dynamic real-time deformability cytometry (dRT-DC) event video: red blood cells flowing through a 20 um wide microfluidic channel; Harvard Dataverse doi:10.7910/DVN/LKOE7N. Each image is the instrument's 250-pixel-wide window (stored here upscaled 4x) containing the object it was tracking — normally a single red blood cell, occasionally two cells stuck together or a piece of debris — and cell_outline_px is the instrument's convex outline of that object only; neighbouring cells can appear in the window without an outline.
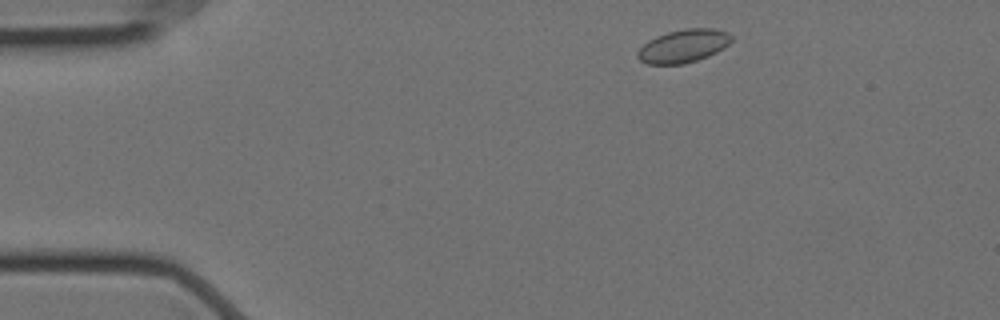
{"species": "Egyptian fruit bat (a non-hibernating species)", "species_latin": "Rousettus aegyptiacus", "temperature_condition": "cold", "stored_images_in_passage": 51, "camera_frame_rate_fps": 3000, "um_per_image_px": 0.085, "animal": {"sex": "female"}, "frame": {"image": 1, "passage_image": 3, "time_ms": 0.667, "image_size_px": [1000, 320], "cell_outline_px": [[732, 40], [724, 48], [708, 56], [684, 64], [648, 64], [640, 60], [636, 56], [636, 52], [648, 40], [656, 36], [668, 32], [688, 28], [712, 28], [728, 32], [732, 36]], "centroid_in_image_um": [58.08, 3.91], "position_along_channel_um": 26.9, "area_um2": 18.09}}
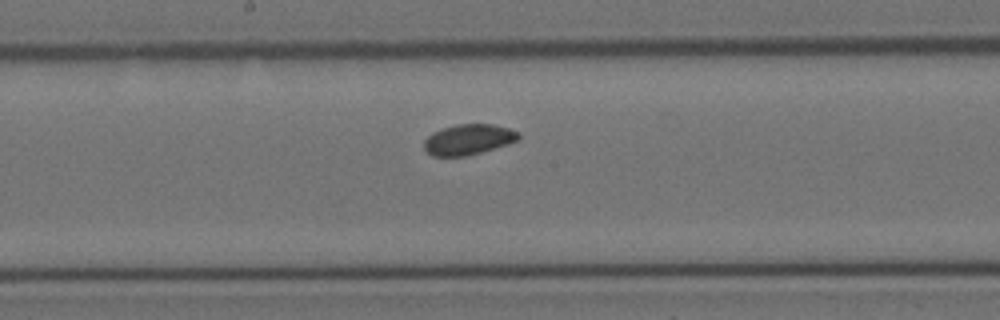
{"frame": {"image": 2, "passage_image": 24, "time_ms": 7.667, "image_size_px": [1000, 320], "cell_outline_px": [[520, 140], [508, 144], [480, 152], [464, 156], [432, 156], [424, 148], [424, 140], [432, 132], [440, 128], [456, 124], [492, 124], [508, 128], [520, 132]], "centroid_in_image_um": [39.82, 11.84], "position_along_channel_um": 208.4, "area_um2": 16.88}}
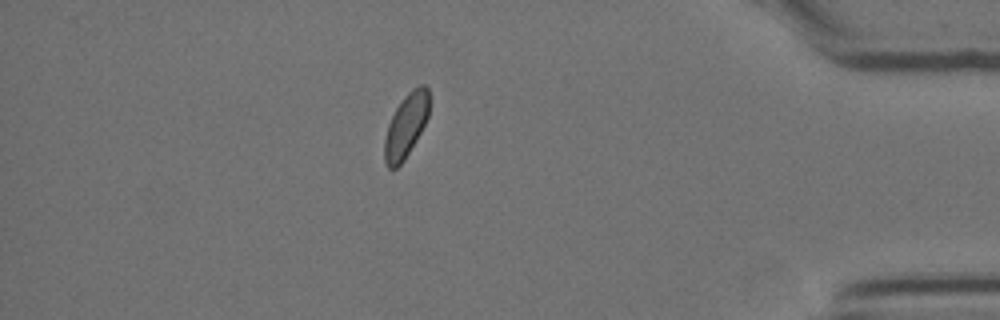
{"frame": {"image": 3, "passage_image": 44, "time_ms": 14.333, "image_size_px": [1000, 320], "cell_outline_px": [[428, 116], [416, 140], [404, 160], [396, 168], [388, 168], [384, 160], [384, 140], [388, 124], [396, 108], [404, 96], [412, 88], [420, 84], [424, 84], [428, 88]], "centroid_in_image_um": [34.49, 10.67], "position_along_channel_um": 400.7, "area_um2": 16.42}, "authors_computed_cell_mechanics": {"area_um2": 17.1666, "velocity_mm_per_s": 3.4904, "shape_relaxation_time_tau1_ms": null, "shape_relaxation_time_tau2_ms": 1.4606, "deformation_change_tau1": null, "deformation_change_tau2": 0.0326}}